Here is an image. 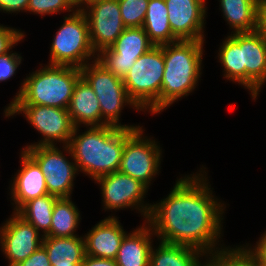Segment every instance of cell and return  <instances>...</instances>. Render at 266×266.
<instances>
[{"mask_svg": "<svg viewBox=\"0 0 266 266\" xmlns=\"http://www.w3.org/2000/svg\"><path fill=\"white\" fill-rule=\"evenodd\" d=\"M57 197L47 194L25 202L16 213L33 225L42 236L50 232L53 207ZM41 230V231H40Z\"/></svg>", "mask_w": 266, "mask_h": 266, "instance_id": "27", "label": "cell"}, {"mask_svg": "<svg viewBox=\"0 0 266 266\" xmlns=\"http://www.w3.org/2000/svg\"><path fill=\"white\" fill-rule=\"evenodd\" d=\"M81 76L95 92L100 104L101 126L112 125L119 128L138 129L143 126L121 124V110L127 105L141 111L129 98L123 79L115 76L97 59L80 68Z\"/></svg>", "mask_w": 266, "mask_h": 266, "instance_id": "6", "label": "cell"}, {"mask_svg": "<svg viewBox=\"0 0 266 266\" xmlns=\"http://www.w3.org/2000/svg\"><path fill=\"white\" fill-rule=\"evenodd\" d=\"M204 41L179 40L164 44V75L160 113L194 91L201 78Z\"/></svg>", "mask_w": 266, "mask_h": 266, "instance_id": "3", "label": "cell"}, {"mask_svg": "<svg viewBox=\"0 0 266 266\" xmlns=\"http://www.w3.org/2000/svg\"><path fill=\"white\" fill-rule=\"evenodd\" d=\"M54 36L47 64L82 68L90 60L97 59L90 41L88 22L82 10L64 16V23Z\"/></svg>", "mask_w": 266, "mask_h": 266, "instance_id": "7", "label": "cell"}, {"mask_svg": "<svg viewBox=\"0 0 266 266\" xmlns=\"http://www.w3.org/2000/svg\"><path fill=\"white\" fill-rule=\"evenodd\" d=\"M42 234L16 212L0 226V248L8 266H17L42 246Z\"/></svg>", "mask_w": 266, "mask_h": 266, "instance_id": "13", "label": "cell"}, {"mask_svg": "<svg viewBox=\"0 0 266 266\" xmlns=\"http://www.w3.org/2000/svg\"><path fill=\"white\" fill-rule=\"evenodd\" d=\"M21 167L12 177L9 186L13 210L16 212L25 202L47 195L45 176L38 164L22 149L20 153ZM11 187V188H10Z\"/></svg>", "mask_w": 266, "mask_h": 266, "instance_id": "17", "label": "cell"}, {"mask_svg": "<svg viewBox=\"0 0 266 266\" xmlns=\"http://www.w3.org/2000/svg\"><path fill=\"white\" fill-rule=\"evenodd\" d=\"M28 75L4 109L8 119L11 117L10 105H41L67 109L81 71L78 67L46 64Z\"/></svg>", "mask_w": 266, "mask_h": 266, "instance_id": "4", "label": "cell"}, {"mask_svg": "<svg viewBox=\"0 0 266 266\" xmlns=\"http://www.w3.org/2000/svg\"><path fill=\"white\" fill-rule=\"evenodd\" d=\"M68 113L74 127L101 126V110L97 96L81 76L75 84Z\"/></svg>", "mask_w": 266, "mask_h": 266, "instance_id": "20", "label": "cell"}, {"mask_svg": "<svg viewBox=\"0 0 266 266\" xmlns=\"http://www.w3.org/2000/svg\"><path fill=\"white\" fill-rule=\"evenodd\" d=\"M29 0H0V11L4 13L27 12Z\"/></svg>", "mask_w": 266, "mask_h": 266, "instance_id": "35", "label": "cell"}, {"mask_svg": "<svg viewBox=\"0 0 266 266\" xmlns=\"http://www.w3.org/2000/svg\"><path fill=\"white\" fill-rule=\"evenodd\" d=\"M154 46L143 27L125 28L110 47L97 54V60L123 79L135 61Z\"/></svg>", "mask_w": 266, "mask_h": 266, "instance_id": "12", "label": "cell"}, {"mask_svg": "<svg viewBox=\"0 0 266 266\" xmlns=\"http://www.w3.org/2000/svg\"><path fill=\"white\" fill-rule=\"evenodd\" d=\"M218 59L223 76L246 89V67H242L240 33H231L220 44Z\"/></svg>", "mask_w": 266, "mask_h": 266, "instance_id": "25", "label": "cell"}, {"mask_svg": "<svg viewBox=\"0 0 266 266\" xmlns=\"http://www.w3.org/2000/svg\"><path fill=\"white\" fill-rule=\"evenodd\" d=\"M144 129L126 128V143L118 171L141 181L148 188L159 174L162 149L153 137L144 136Z\"/></svg>", "mask_w": 266, "mask_h": 266, "instance_id": "8", "label": "cell"}, {"mask_svg": "<svg viewBox=\"0 0 266 266\" xmlns=\"http://www.w3.org/2000/svg\"><path fill=\"white\" fill-rule=\"evenodd\" d=\"M96 1L99 0H74V4L77 10H83L85 7Z\"/></svg>", "mask_w": 266, "mask_h": 266, "instance_id": "38", "label": "cell"}, {"mask_svg": "<svg viewBox=\"0 0 266 266\" xmlns=\"http://www.w3.org/2000/svg\"><path fill=\"white\" fill-rule=\"evenodd\" d=\"M71 266H81V264H71Z\"/></svg>", "mask_w": 266, "mask_h": 266, "instance_id": "39", "label": "cell"}, {"mask_svg": "<svg viewBox=\"0 0 266 266\" xmlns=\"http://www.w3.org/2000/svg\"><path fill=\"white\" fill-rule=\"evenodd\" d=\"M17 266H51V263L47 256V251L43 246H41Z\"/></svg>", "mask_w": 266, "mask_h": 266, "instance_id": "34", "label": "cell"}, {"mask_svg": "<svg viewBox=\"0 0 266 266\" xmlns=\"http://www.w3.org/2000/svg\"><path fill=\"white\" fill-rule=\"evenodd\" d=\"M209 266H257L255 260L240 245L209 254L206 258Z\"/></svg>", "mask_w": 266, "mask_h": 266, "instance_id": "28", "label": "cell"}, {"mask_svg": "<svg viewBox=\"0 0 266 266\" xmlns=\"http://www.w3.org/2000/svg\"><path fill=\"white\" fill-rule=\"evenodd\" d=\"M20 113L42 135L41 140L27 144L23 149L57 145V142L69 144L75 127L67 109L41 105H10V116L14 117Z\"/></svg>", "mask_w": 266, "mask_h": 266, "instance_id": "10", "label": "cell"}, {"mask_svg": "<svg viewBox=\"0 0 266 266\" xmlns=\"http://www.w3.org/2000/svg\"><path fill=\"white\" fill-rule=\"evenodd\" d=\"M81 266H118L115 260L85 255Z\"/></svg>", "mask_w": 266, "mask_h": 266, "instance_id": "37", "label": "cell"}, {"mask_svg": "<svg viewBox=\"0 0 266 266\" xmlns=\"http://www.w3.org/2000/svg\"><path fill=\"white\" fill-rule=\"evenodd\" d=\"M77 9L74 0H29L27 11L38 14L42 18L45 15L59 14V12H75Z\"/></svg>", "mask_w": 266, "mask_h": 266, "instance_id": "30", "label": "cell"}, {"mask_svg": "<svg viewBox=\"0 0 266 266\" xmlns=\"http://www.w3.org/2000/svg\"><path fill=\"white\" fill-rule=\"evenodd\" d=\"M118 217L109 215L84 234L85 254L115 260L121 242L127 234Z\"/></svg>", "mask_w": 266, "mask_h": 266, "instance_id": "18", "label": "cell"}, {"mask_svg": "<svg viewBox=\"0 0 266 266\" xmlns=\"http://www.w3.org/2000/svg\"><path fill=\"white\" fill-rule=\"evenodd\" d=\"M8 52L0 55V82L9 80L15 75L19 65L22 63V56L17 52Z\"/></svg>", "mask_w": 266, "mask_h": 266, "instance_id": "32", "label": "cell"}, {"mask_svg": "<svg viewBox=\"0 0 266 266\" xmlns=\"http://www.w3.org/2000/svg\"><path fill=\"white\" fill-rule=\"evenodd\" d=\"M25 37L24 31L0 24V55L11 52L12 47Z\"/></svg>", "mask_w": 266, "mask_h": 266, "instance_id": "31", "label": "cell"}, {"mask_svg": "<svg viewBox=\"0 0 266 266\" xmlns=\"http://www.w3.org/2000/svg\"><path fill=\"white\" fill-rule=\"evenodd\" d=\"M164 67V45L154 46L141 55L123 77L129 98L143 112L160 114Z\"/></svg>", "mask_w": 266, "mask_h": 266, "instance_id": "5", "label": "cell"}, {"mask_svg": "<svg viewBox=\"0 0 266 266\" xmlns=\"http://www.w3.org/2000/svg\"><path fill=\"white\" fill-rule=\"evenodd\" d=\"M155 46L179 41L172 33L164 0H149L142 26Z\"/></svg>", "mask_w": 266, "mask_h": 266, "instance_id": "24", "label": "cell"}, {"mask_svg": "<svg viewBox=\"0 0 266 266\" xmlns=\"http://www.w3.org/2000/svg\"><path fill=\"white\" fill-rule=\"evenodd\" d=\"M220 10L231 33L253 32L258 28L259 0H219Z\"/></svg>", "mask_w": 266, "mask_h": 266, "instance_id": "21", "label": "cell"}, {"mask_svg": "<svg viewBox=\"0 0 266 266\" xmlns=\"http://www.w3.org/2000/svg\"><path fill=\"white\" fill-rule=\"evenodd\" d=\"M153 236L152 227L146 221L126 234L115 258L118 266H149Z\"/></svg>", "mask_w": 266, "mask_h": 266, "instance_id": "19", "label": "cell"}, {"mask_svg": "<svg viewBox=\"0 0 266 266\" xmlns=\"http://www.w3.org/2000/svg\"><path fill=\"white\" fill-rule=\"evenodd\" d=\"M42 246L47 251L51 266L82 264L86 255L84 236L65 238L44 236Z\"/></svg>", "mask_w": 266, "mask_h": 266, "instance_id": "22", "label": "cell"}, {"mask_svg": "<svg viewBox=\"0 0 266 266\" xmlns=\"http://www.w3.org/2000/svg\"><path fill=\"white\" fill-rule=\"evenodd\" d=\"M257 31L266 41V0H259Z\"/></svg>", "mask_w": 266, "mask_h": 266, "instance_id": "36", "label": "cell"}, {"mask_svg": "<svg viewBox=\"0 0 266 266\" xmlns=\"http://www.w3.org/2000/svg\"><path fill=\"white\" fill-rule=\"evenodd\" d=\"M84 13L94 51L110 47L126 28L118 0H99L85 7Z\"/></svg>", "mask_w": 266, "mask_h": 266, "instance_id": "14", "label": "cell"}, {"mask_svg": "<svg viewBox=\"0 0 266 266\" xmlns=\"http://www.w3.org/2000/svg\"><path fill=\"white\" fill-rule=\"evenodd\" d=\"M204 169L202 165L199 173L177 179L164 199L153 202L146 222L158 241L187 246L208 256L228 247L219 243L226 204L213 194Z\"/></svg>", "mask_w": 266, "mask_h": 266, "instance_id": "1", "label": "cell"}, {"mask_svg": "<svg viewBox=\"0 0 266 266\" xmlns=\"http://www.w3.org/2000/svg\"><path fill=\"white\" fill-rule=\"evenodd\" d=\"M75 127L69 141L78 172L91 180L118 171L126 143V128L112 125Z\"/></svg>", "mask_w": 266, "mask_h": 266, "instance_id": "2", "label": "cell"}, {"mask_svg": "<svg viewBox=\"0 0 266 266\" xmlns=\"http://www.w3.org/2000/svg\"><path fill=\"white\" fill-rule=\"evenodd\" d=\"M62 148L51 145L32 146L23 150L38 164L44 174L48 194L57 198H68L72 195L74 180L79 173L69 146L62 145ZM63 152L71 159L65 157L67 155Z\"/></svg>", "mask_w": 266, "mask_h": 266, "instance_id": "9", "label": "cell"}, {"mask_svg": "<svg viewBox=\"0 0 266 266\" xmlns=\"http://www.w3.org/2000/svg\"><path fill=\"white\" fill-rule=\"evenodd\" d=\"M101 189L103 210H123L131 208L140 212L147 221L152 204L145 203L148 188L141 181L120 171L101 176L94 180Z\"/></svg>", "mask_w": 266, "mask_h": 266, "instance_id": "11", "label": "cell"}, {"mask_svg": "<svg viewBox=\"0 0 266 266\" xmlns=\"http://www.w3.org/2000/svg\"><path fill=\"white\" fill-rule=\"evenodd\" d=\"M173 35L178 40L205 41L206 0H164Z\"/></svg>", "mask_w": 266, "mask_h": 266, "instance_id": "15", "label": "cell"}, {"mask_svg": "<svg viewBox=\"0 0 266 266\" xmlns=\"http://www.w3.org/2000/svg\"><path fill=\"white\" fill-rule=\"evenodd\" d=\"M240 49L242 67H246V89L256 101L266 83V41L257 30L243 32L240 33Z\"/></svg>", "mask_w": 266, "mask_h": 266, "instance_id": "16", "label": "cell"}, {"mask_svg": "<svg viewBox=\"0 0 266 266\" xmlns=\"http://www.w3.org/2000/svg\"><path fill=\"white\" fill-rule=\"evenodd\" d=\"M118 3L126 28L143 26L149 0H118Z\"/></svg>", "mask_w": 266, "mask_h": 266, "instance_id": "29", "label": "cell"}, {"mask_svg": "<svg viewBox=\"0 0 266 266\" xmlns=\"http://www.w3.org/2000/svg\"><path fill=\"white\" fill-rule=\"evenodd\" d=\"M153 247L149 266H203L206 263L203 260L206 254L187 246L159 241V245Z\"/></svg>", "mask_w": 266, "mask_h": 266, "instance_id": "23", "label": "cell"}, {"mask_svg": "<svg viewBox=\"0 0 266 266\" xmlns=\"http://www.w3.org/2000/svg\"><path fill=\"white\" fill-rule=\"evenodd\" d=\"M241 246L255 260L257 266H266V231L263 235L261 234L256 245L253 246L250 243H246V245L243 244Z\"/></svg>", "mask_w": 266, "mask_h": 266, "instance_id": "33", "label": "cell"}, {"mask_svg": "<svg viewBox=\"0 0 266 266\" xmlns=\"http://www.w3.org/2000/svg\"><path fill=\"white\" fill-rule=\"evenodd\" d=\"M80 211L71 197L57 198L52 214V223L47 237L78 236L76 230L80 224Z\"/></svg>", "mask_w": 266, "mask_h": 266, "instance_id": "26", "label": "cell"}]
</instances>
